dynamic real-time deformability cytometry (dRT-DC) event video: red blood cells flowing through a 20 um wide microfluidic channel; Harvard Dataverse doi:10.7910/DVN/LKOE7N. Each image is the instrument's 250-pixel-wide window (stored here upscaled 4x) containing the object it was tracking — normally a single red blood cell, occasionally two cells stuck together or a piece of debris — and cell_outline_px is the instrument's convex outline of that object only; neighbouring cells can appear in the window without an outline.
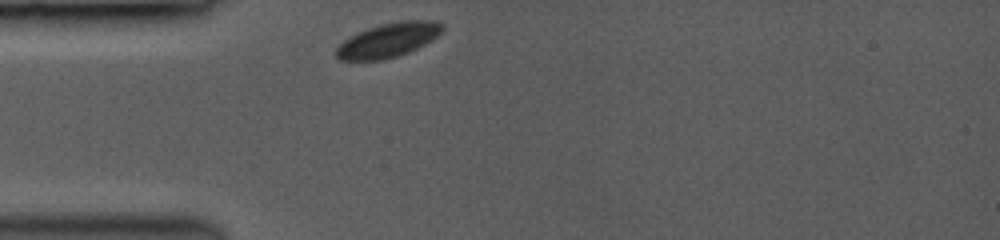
{"species": "common noctule bat (a hibernating species)", "species_latin": "Nyctalus noctula", "temperature_condition": "room temperature", "stored_images_in_passage": 35, "camera_frame_rate_fps": 3500, "um_per_image_px": 0.085, "animal": {"sex": "female", "body_mass_g": 19.0, "forearm_length_mm": 53.3}, "frame": {"image": 1, "passage_image": 1, "time_ms": 0.0, "image_size_px": [1000, 240], "cell_outline_px": [[444, 32], [432, 40], [408, 52], [396, 56], [380, 60], [340, 60], [332, 52], [344, 40], [368, 28], [380, 24], [396, 20], [436, 20], [444, 28]], "centroid_in_image_um": [33.02, 3.4], "position_along_channel_um": 52.0, "area_um2": 21.21}}
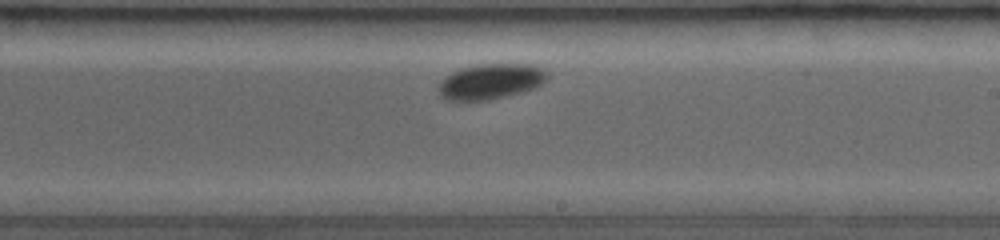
{"frame": {"image": 2, "passage_image": 20, "time_ms": 5.429, "image_size_px": [1000, 240], "cell_outline_px": [[548, 76], [540, 84], [532, 88], [520, 92], [480, 100], [452, 100], [444, 96], [440, 92], [440, 84], [444, 76], [452, 72], [464, 68], [480, 64], [532, 64], [548, 68]], "centroid_in_image_um": [41.77, 6.88], "position_along_channel_um": 247.2, "area_um2": 21.79}}
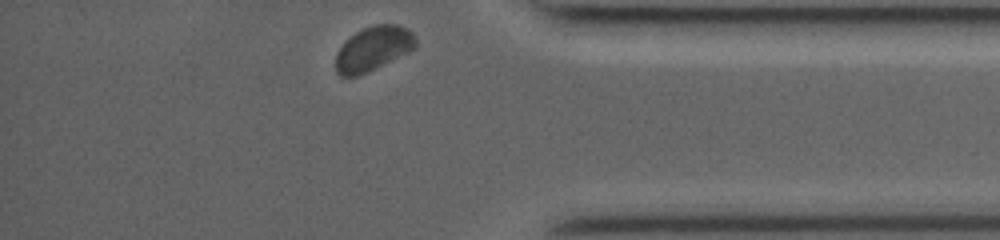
{"frame": {"image": 3, "passage_image": 35, "time_ms": 9.714, "image_size_px": [1000, 240], "cell_outline_px": [[416, 48], [368, 72], [356, 76], [340, 76], [336, 72], [336, 52], [356, 32], [364, 28], [376, 24], [396, 24], [412, 32], [416, 40]], "centroid_in_image_um": [31.73, 4.14], "position_along_channel_um": 403.5, "area_um2": 20.35}}